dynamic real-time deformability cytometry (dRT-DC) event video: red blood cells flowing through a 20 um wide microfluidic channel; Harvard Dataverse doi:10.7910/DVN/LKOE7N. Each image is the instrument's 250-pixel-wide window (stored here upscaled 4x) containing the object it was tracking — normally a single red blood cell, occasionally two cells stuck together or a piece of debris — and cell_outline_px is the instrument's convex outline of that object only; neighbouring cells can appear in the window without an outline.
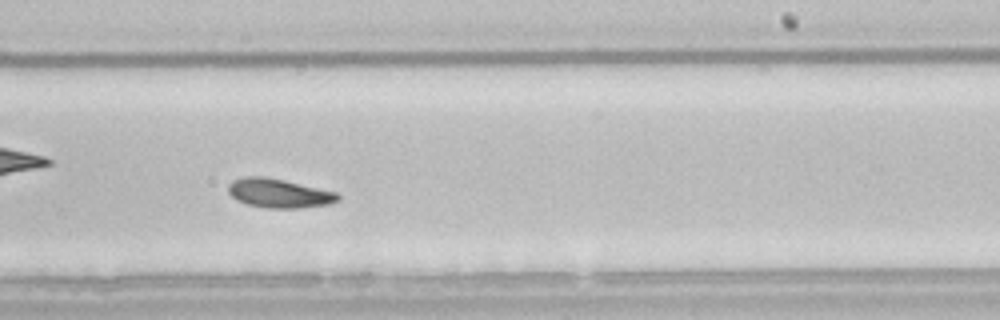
{"species": "common noctule bat (a hibernating species)", "species_latin": "Nyctalus noctula", "temperature_condition": "room temperature", "stored_images_in_passage": 49, "camera_frame_rate_fps": 3000, "um_per_image_px": 0.085, "animal": {"sex": "male", "body_mass_g": 21.5, "forearm_length_mm": 52.0}, "frame": {"image": 1, "passage_image": 28, "time_ms": 9.0, "image_size_px": [1000, 320], "cell_outline_px": [[340, 200], [328, 204], [300, 208], [264, 208], [248, 204], [236, 200], [228, 192], [228, 184], [232, 180], [244, 176], [264, 176], [284, 180], [336, 192], [340, 196]], "centroid_in_image_um": [23.68, 16.42], "position_along_channel_um": 265.3, "area_um2": 18.61}, "authors_computed_cell_mechanics": {"area_um2": 18.6694, "velocity_mm_per_s": 3.7619, "shape_relaxation_time_tau1_ms": 3.0221, "shape_relaxation_time_tau2_ms": 3.6082, "deformation_change_tau1": 0.095, "deformation_change_tau2": 0.0866}}